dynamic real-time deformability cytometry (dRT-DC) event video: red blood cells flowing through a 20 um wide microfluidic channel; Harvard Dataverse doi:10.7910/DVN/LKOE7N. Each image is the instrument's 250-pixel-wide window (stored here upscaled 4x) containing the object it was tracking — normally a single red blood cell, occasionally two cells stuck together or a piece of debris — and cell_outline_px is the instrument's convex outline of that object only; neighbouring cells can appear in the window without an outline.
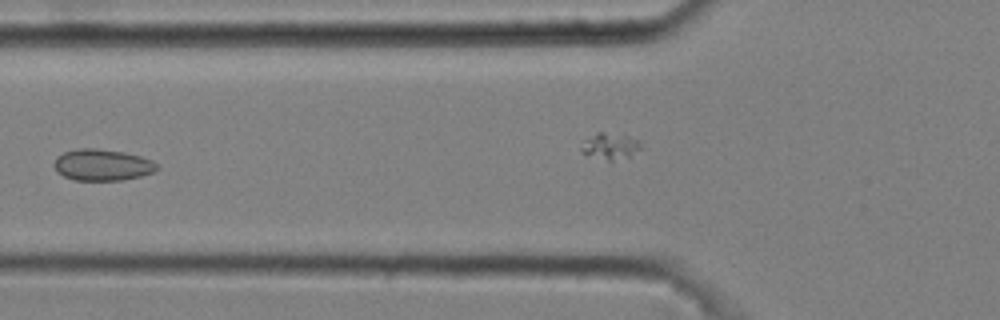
{"species": "common noctule bat (a hibernating species)", "species_latin": "Nyctalus noctula", "temperature_condition": "cold", "stored_images_in_passage": 10, "camera_frame_rate_fps": 3000, "um_per_image_px": 0.085, "animal": {"sex": "male", "body_mass_g": 20.4}, "frame": {"image": 1, "passage_image": 5, "time_ms": 1.333, "image_size_px": [1000, 320], "cell_outline_px": [[160, 168], [152, 172], [140, 176], [120, 180], [72, 180], [56, 172], [52, 164], [56, 156], [64, 152], [80, 148], [96, 148], [124, 152], [140, 156], [152, 160]], "centroid_in_image_um": [8.65, 14.01], "position_along_channel_um": 117.2, "area_um2": 18.96}}
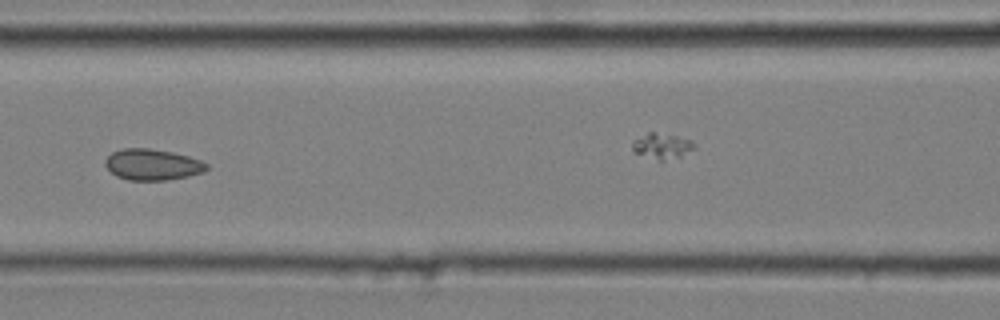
{"frame": {"image": 2, "passage_image": 6, "time_ms": 1.667, "image_size_px": [1000, 320], "cell_outline_px": [[208, 168], [204, 172], [188, 176], [168, 180], [128, 180], [116, 176], [104, 164], [104, 160], [112, 152], [124, 148], [148, 148], [172, 152], [188, 156], [200, 160], [208, 164]], "centroid_in_image_um": [12.96, 13.99], "position_along_channel_um": 153.6, "area_um2": 18.38}}